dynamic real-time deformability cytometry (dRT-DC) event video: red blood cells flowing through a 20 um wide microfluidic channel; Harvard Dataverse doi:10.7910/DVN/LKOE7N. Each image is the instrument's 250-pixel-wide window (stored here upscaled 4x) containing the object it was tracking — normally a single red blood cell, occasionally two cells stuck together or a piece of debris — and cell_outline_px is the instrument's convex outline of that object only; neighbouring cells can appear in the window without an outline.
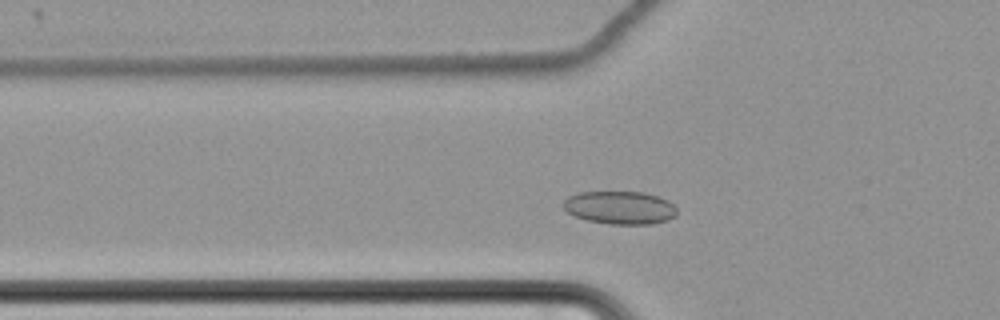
{"species": "common noctule bat (a hibernating species)", "species_latin": "Nyctalus noctula", "temperature_condition": "cold", "stored_images_in_passage": 52, "camera_frame_rate_fps": 3000, "um_per_image_px": 0.085, "animal": {"sex": "female", "body_mass_g": 22.7, "forearm_length_mm": 54.2}, "frame": {"image": 1, "passage_image": 12, "time_ms": 3.667, "image_size_px": [1000, 320], "cell_outline_px": [[676, 216], [668, 220], [652, 224], [608, 224], [588, 220], [576, 216], [568, 212], [564, 208], [564, 200], [568, 196], [580, 192], [644, 192], [660, 196], [668, 200], [676, 208]], "centroid_in_image_um": [52.73, 17.64], "position_along_channel_um": 73.1, "area_um2": 21.91}}
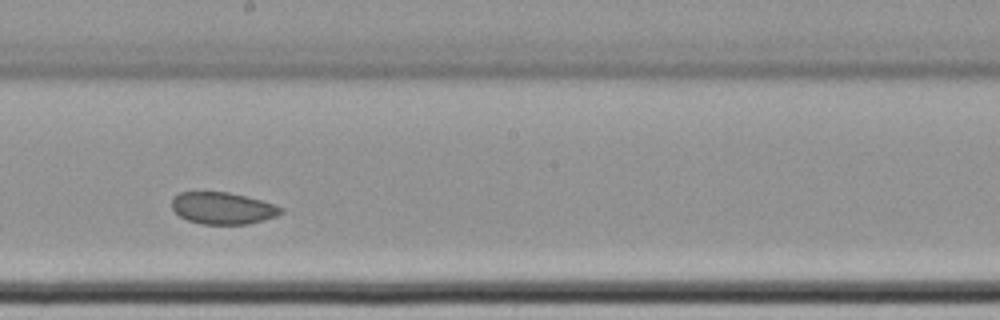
{"frame": {"image": 2, "passage_image": 26, "time_ms": 8.333, "image_size_px": [1000, 320], "cell_outline_px": [[284, 212], [276, 216], [264, 220], [248, 224], [200, 224], [188, 220], [180, 216], [172, 208], [172, 200], [180, 192], [228, 192], [276, 204], [284, 208]], "centroid_in_image_um": [18.97, 17.7], "position_along_channel_um": 229.2, "area_um2": 20.23}}
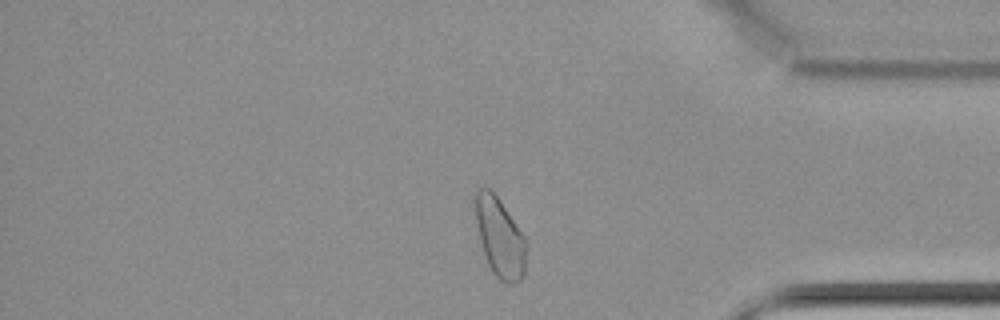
{"frame": {"image": 3, "passage_image": 42, "time_ms": 13.667, "image_size_px": [1000, 320], "cell_outline_px": [[528, 248], [524, 272], [520, 280], [516, 284], [508, 284], [500, 280], [492, 272], [488, 264], [480, 240], [472, 200], [472, 196], [476, 188], [488, 188], [500, 200], [528, 240]], "centroid_in_image_um": [42.49, 20.16], "position_along_channel_um": 392.7, "area_um2": 24.16}, "authors_computed_cell_mechanics": {"area_um2": 21.9062, "velocity_mm_per_s": 3.4065, "shape_relaxation_time_tau1_ms": null, "shape_relaxation_time_tau2_ms": 3.9396, "deformation_change_tau1": null, "deformation_change_tau2": 0.0509}}